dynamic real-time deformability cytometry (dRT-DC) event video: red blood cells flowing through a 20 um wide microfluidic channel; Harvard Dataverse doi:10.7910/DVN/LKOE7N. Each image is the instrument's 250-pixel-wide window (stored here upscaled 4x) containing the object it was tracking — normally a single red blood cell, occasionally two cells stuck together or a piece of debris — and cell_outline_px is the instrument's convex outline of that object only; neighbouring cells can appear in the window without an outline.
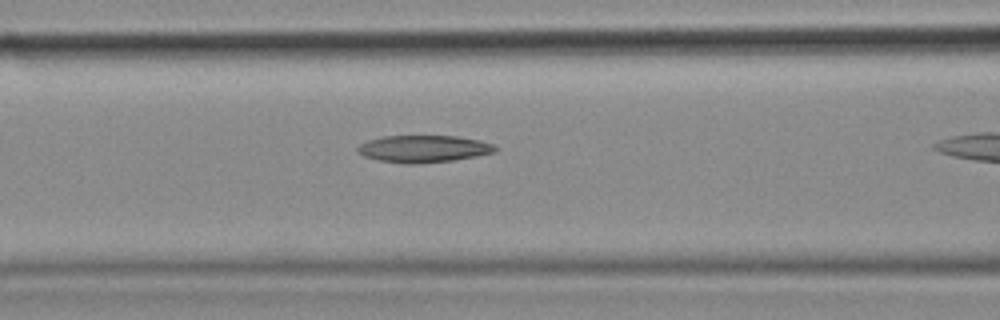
{"species": "common noctule bat (a hibernating species)", "species_latin": "Nyctalus noctula", "temperature_condition": "cold", "stored_images_in_passage": 28, "camera_frame_rate_fps": 3000, "um_per_image_px": 0.085, "animal": {"sex": "female", "body_mass_g": 18.4}, "frame": {"image": 1, "passage_image": 9, "time_ms": 2.667, "image_size_px": [1000, 320], "cell_outline_px": [[496, 152], [476, 156], [452, 160], [412, 164], [408, 164], [380, 160], [364, 156], [356, 152], [356, 148], [360, 144], [368, 140], [384, 136], [456, 136], [480, 140], [492, 144], [496, 148]], "centroid_in_image_um": [35.98, 12.64], "position_along_channel_um": 130.6, "area_um2": 21.56}}